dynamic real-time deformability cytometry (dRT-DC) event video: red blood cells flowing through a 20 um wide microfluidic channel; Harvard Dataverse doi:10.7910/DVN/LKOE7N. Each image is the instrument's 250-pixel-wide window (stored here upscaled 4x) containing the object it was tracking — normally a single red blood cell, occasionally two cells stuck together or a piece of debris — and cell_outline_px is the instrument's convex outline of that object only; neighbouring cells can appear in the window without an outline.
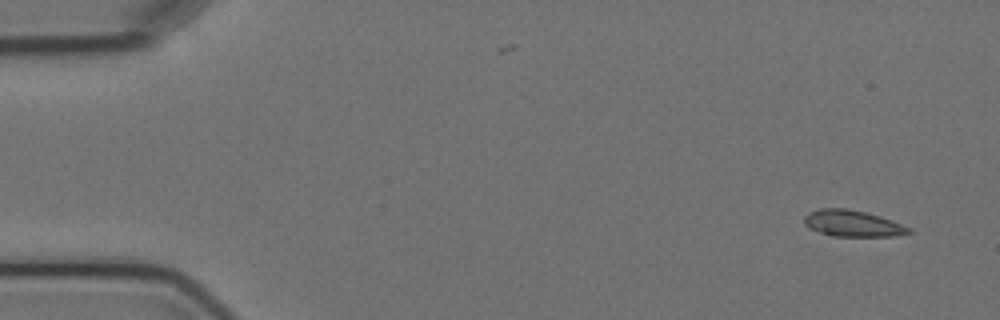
{"species": "Egyptian fruit bat (a non-hibernating species)", "species_latin": "Rousettus aegyptiacus", "temperature_condition": "cold", "stored_images_in_passage": 4, "camera_frame_rate_fps": 3000, "um_per_image_px": 0.085, "animal": {"sex": "female"}, "frame": {"image": 1, "passage_image": 1, "time_ms": 0.0, "image_size_px": [1000, 320], "cell_outline_px": [[912, 232], [896, 236], [832, 236], [808, 228], [804, 224], [804, 216], [808, 212], [820, 208], [848, 208], [880, 216], [892, 220], [912, 228]], "centroid_in_image_um": [72.46, 18.99], "position_along_channel_um": 12.5, "area_um2": 16.18}}
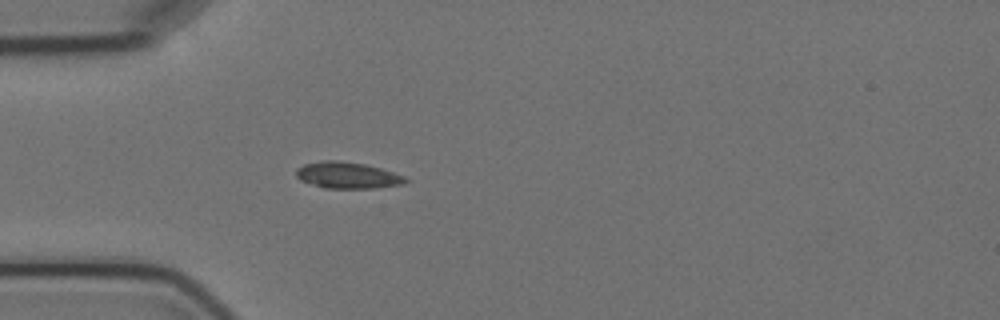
{"frame": {"image": 2, "passage_image": 4, "time_ms": 4.333, "image_size_px": [1000, 320], "cell_outline_px": [[412, 180], [404, 184], [376, 188], [324, 188], [300, 180], [296, 176], [296, 168], [304, 164], [324, 160], [336, 160], [364, 164], [380, 168], [404, 176]], "centroid_in_image_um": [29.55, 14.9], "position_along_channel_um": 55.5, "area_um2": 16.88}}